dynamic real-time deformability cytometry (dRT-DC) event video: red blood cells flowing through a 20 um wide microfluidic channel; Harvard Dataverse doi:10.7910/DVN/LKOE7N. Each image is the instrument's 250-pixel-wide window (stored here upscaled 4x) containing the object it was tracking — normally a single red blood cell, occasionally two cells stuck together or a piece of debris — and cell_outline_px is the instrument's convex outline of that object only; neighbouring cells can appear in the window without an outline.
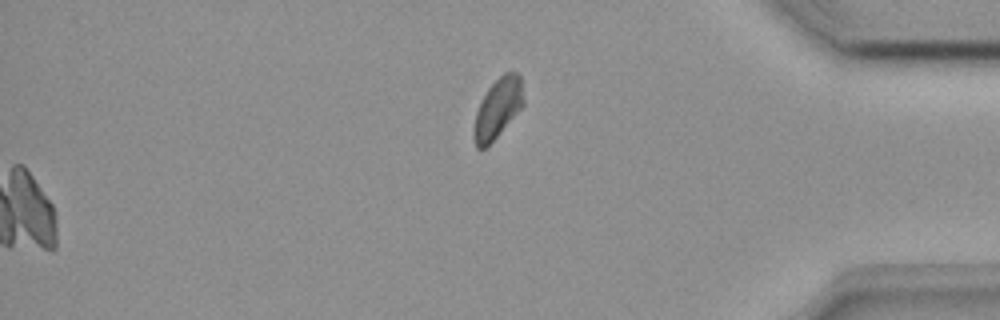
{"species": "common noctule bat (a hibernating species)", "species_latin": "Nyctalus noctula", "temperature_condition": "room temperature", "stored_images_in_passage": 48, "camera_frame_rate_fps": 3000, "um_per_image_px": 0.085, "animal": {"sex": "female", "body_mass_g": 18.4}, "frame": {"image": 1, "passage_image": 48, "time_ms": 15.667, "image_size_px": [1000, 320], "cell_outline_px": [[524, 104], [500, 132], [484, 148], [476, 148], [472, 140], [472, 128], [476, 112], [488, 88], [504, 72], [516, 72], [520, 76], [524, 100]], "centroid_in_image_um": [42.28, 9.21], "position_along_channel_um": 392.9, "area_um2": 17.05}}